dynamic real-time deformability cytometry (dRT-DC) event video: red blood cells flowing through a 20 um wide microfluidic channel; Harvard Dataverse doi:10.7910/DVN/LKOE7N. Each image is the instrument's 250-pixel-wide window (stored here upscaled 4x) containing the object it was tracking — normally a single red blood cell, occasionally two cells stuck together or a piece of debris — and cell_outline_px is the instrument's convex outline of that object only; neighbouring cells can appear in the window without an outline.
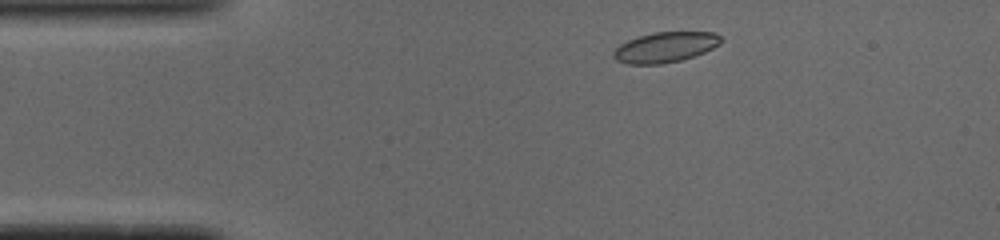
{"species": "common noctule bat (a hibernating species)", "species_latin": "Nyctalus noctula", "temperature_condition": "cold", "stored_images_in_passage": 44, "camera_frame_rate_fps": 3000, "um_per_image_px": 0.085, "animal": {"sex": "male", "body_mass_g": 19.0, "forearm_length_mm": 50.8}, "frame": {"image": 1, "passage_image": 2, "time_ms": 0.333, "image_size_px": [1000, 240], "cell_outline_px": [[720, 44], [704, 52], [680, 60], [660, 64], [628, 64], [616, 60], [612, 56], [612, 52], [620, 44], [628, 40], [652, 32], [716, 32], [720, 36]], "centroid_in_image_um": [56.51, 4.01], "position_along_channel_um": 28.5, "area_um2": 18.84}}
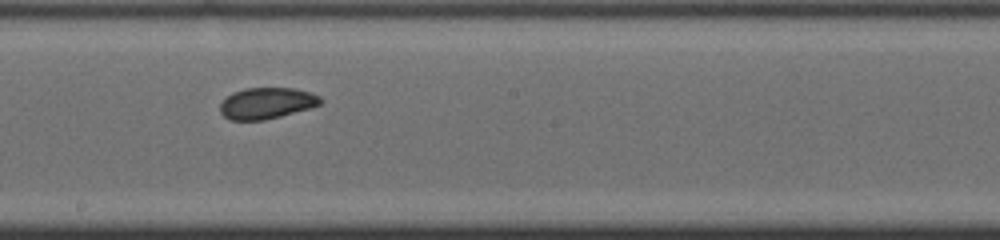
{"frame": {"image": 2, "passage_image": 21, "time_ms": 6.667, "image_size_px": [1000, 240], "cell_outline_px": [[320, 104], [308, 108], [280, 116], [264, 120], [228, 120], [220, 112], [220, 104], [232, 92], [244, 88], [296, 88], [320, 96]], "centroid_in_image_um": [22.62, 8.77], "position_along_channel_um": 225.6, "area_um2": 18.09}}
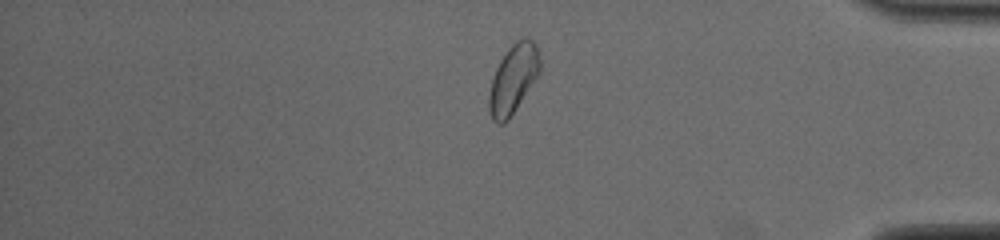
{"frame": {"image": 3, "passage_image": 36, "time_ms": 11.667, "image_size_px": [1000, 240], "cell_outline_px": [[540, 72], [508, 120], [504, 124], [496, 124], [492, 120], [488, 108], [488, 96], [492, 80], [496, 68], [500, 60], [508, 48], [516, 40], [524, 36], [528, 36], [536, 44], [540, 60]], "centroid_in_image_um": [43.61, 6.7], "position_along_channel_um": 391.6, "area_um2": 20.46}, "authors_computed_cell_mechanics": {"area_um2": 18.8428, "velocity_mm_per_s": 3.879, "shape_relaxation_time_tau1_ms": 6.6413, "shape_relaxation_time_tau2_ms": 3.7528, "deformation_change_tau1": 0.1325, "deformation_change_tau2": 0.0602}}